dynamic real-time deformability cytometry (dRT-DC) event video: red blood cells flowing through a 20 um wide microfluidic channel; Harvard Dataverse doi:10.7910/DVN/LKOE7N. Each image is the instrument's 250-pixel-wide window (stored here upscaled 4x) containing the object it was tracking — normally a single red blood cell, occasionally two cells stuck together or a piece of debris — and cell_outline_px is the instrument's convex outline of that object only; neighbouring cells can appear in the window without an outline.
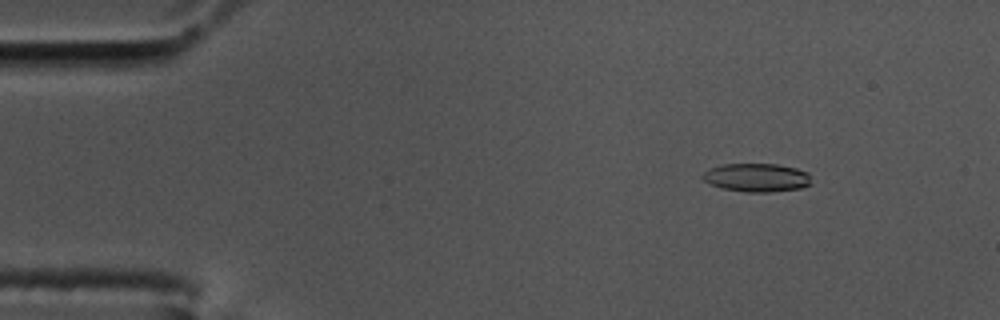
{"species": "common noctule bat (a hibernating species)", "species_latin": "Nyctalus noctula", "temperature_condition": "cold", "stored_images_in_passage": 55, "camera_frame_rate_fps": 3000, "um_per_image_px": 0.085, "animal": {"sex": "male", "body_mass_g": 17.5, "forearm_length_mm": 52.3}, "frame": {"image": 1, "passage_image": 4, "time_ms": 1.0, "image_size_px": [1000, 320], "cell_outline_px": [[812, 184], [800, 188], [768, 192], [744, 192], [720, 188], [704, 180], [700, 176], [704, 172], [720, 164], [776, 164], [796, 168], [808, 172]], "centroid_in_image_um": [64.32, 15.09], "position_along_channel_um": 20.7, "area_um2": 18.03}}
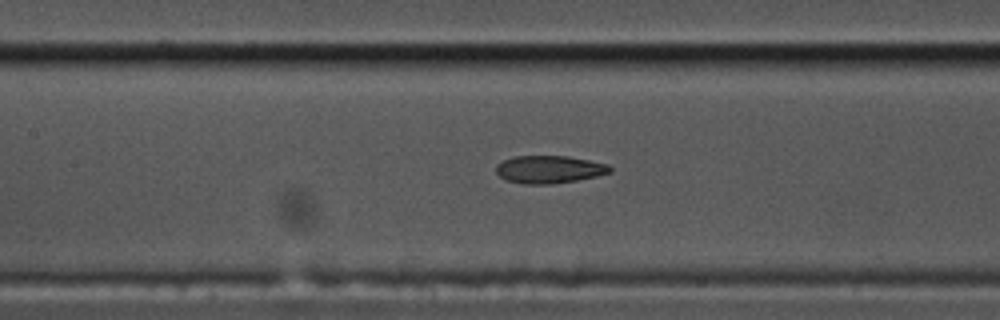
{"frame": {"image": 2, "passage_image": 23, "time_ms": 7.333, "image_size_px": [1000, 320], "cell_outline_px": [[612, 172], [596, 176], [576, 180], [548, 184], [524, 184], [508, 180], [500, 176], [496, 172], [496, 164], [504, 160], [516, 156], [568, 156], [608, 164], [612, 168]], "centroid_in_image_um": [46.69, 14.39], "position_along_channel_um": 160.7, "area_um2": 18.21}}
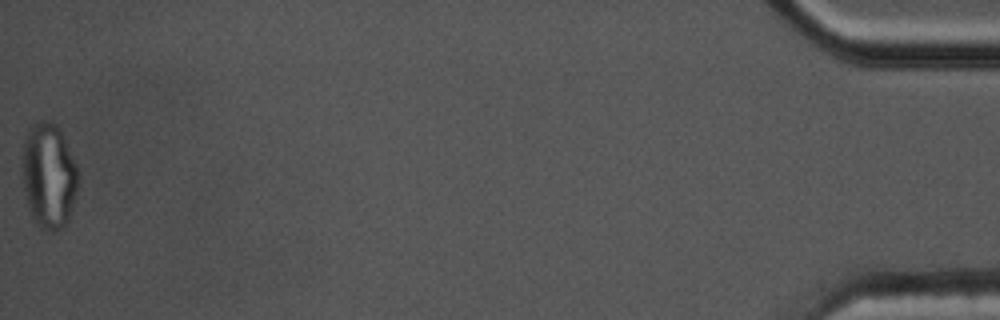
{"frame": {"image": 3, "passage_image": 55, "time_ms": 18.0, "image_size_px": [1000, 320], "cell_outline_px": [[80, 184], [68, 220], [60, 228], [52, 232], [48, 232], [40, 228], [32, 216], [28, 208], [20, 168], [24, 136], [28, 128], [32, 124], [40, 120], [48, 120], [56, 124], [60, 128], [76, 164]], "centroid_in_image_um": [4.13, 14.9], "position_along_channel_um": 431.1, "area_um2": 35.14}, "authors_computed_cell_mechanics": {"area_um2": 19.074, "velocity_mm_per_s": 3.4667, "shape_relaxation_time_tau1_ms": null, "shape_relaxation_time_tau2_ms": 2.6077, "deformation_change_tau1": null, "deformation_change_tau2": 0.0929}}